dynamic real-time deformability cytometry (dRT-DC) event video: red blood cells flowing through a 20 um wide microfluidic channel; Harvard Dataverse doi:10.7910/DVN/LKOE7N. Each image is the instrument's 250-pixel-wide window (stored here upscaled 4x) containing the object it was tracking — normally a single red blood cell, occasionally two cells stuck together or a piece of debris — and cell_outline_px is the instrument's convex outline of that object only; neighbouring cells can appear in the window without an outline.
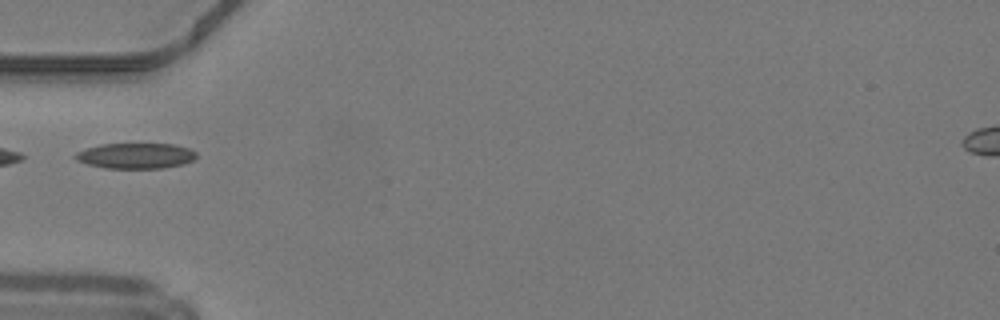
{"species": "common noctule bat (a hibernating species)", "species_latin": "Nyctalus noctula", "temperature_condition": "warm", "stored_images_in_passage": 3, "camera_frame_rate_fps": 3000, "um_per_image_px": 0.085, "animal": {"sex": "male", "body_mass_g": 19.2, "forearm_length_mm": 51.8}, "frame": {"image": 1, "passage_image": 1, "time_ms": 0.0, "image_size_px": [1000, 320], "cell_outline_px": [[196, 156], [192, 160], [184, 164], [164, 168], [104, 168], [88, 164], [76, 160], [72, 156], [76, 152], [100, 144], [176, 144], [188, 148], [196, 152]], "centroid_in_image_um": [11.52, 13.24], "position_along_channel_um": 73.5, "area_um2": 18.03}}